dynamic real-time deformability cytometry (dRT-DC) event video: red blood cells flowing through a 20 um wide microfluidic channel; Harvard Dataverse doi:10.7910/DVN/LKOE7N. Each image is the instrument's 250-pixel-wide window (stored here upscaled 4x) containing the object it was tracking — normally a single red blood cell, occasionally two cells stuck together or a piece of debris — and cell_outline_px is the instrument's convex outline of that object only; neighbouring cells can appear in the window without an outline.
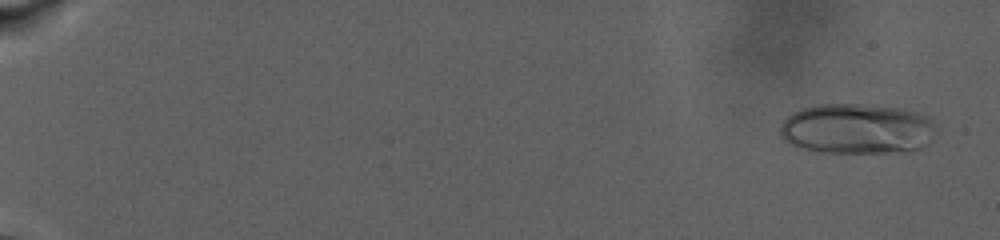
{"species": "human", "species_latin": "Homo sapiens", "temperature_condition": "warm", "stored_images_in_passage": 76, "camera_frame_rate_fps": 3000, "um_per_image_px": 0.085, "donor": {"sex": "male"}, "frame": {"image": 1, "passage_image": 8, "time_ms": 1.333, "image_size_px": [1000, 240], "cell_outline_px": [[936, 124], [932, 140], [928, 144], [912, 152], [820, 152], [800, 148], [784, 140], [780, 136], [780, 124], [788, 116], [804, 108], [820, 104], [856, 104], [900, 108], [916, 112], [928, 116]], "centroid_in_image_um": [72.88, 10.96], "position_along_channel_um": 12.1, "area_um2": 45.95}}
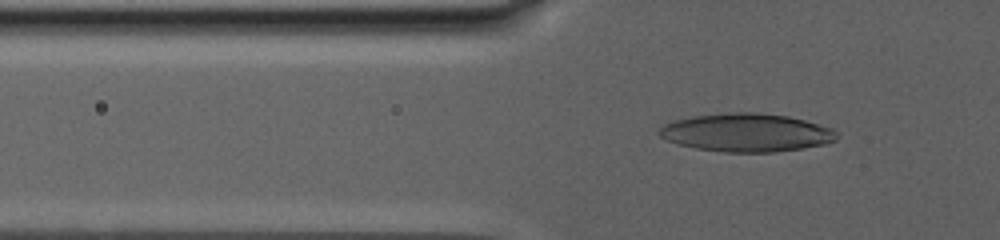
{"frame": {"image": 2, "passage_image": 60, "time_ms": 11.667, "image_size_px": [1000, 240], "cell_outline_px": [[836, 140], [824, 144], [776, 152], [724, 152], [696, 148], [680, 144], [668, 140], [660, 136], [660, 128], [664, 124], [676, 120], [692, 116], [728, 112], [760, 112], [788, 116], [804, 120], [832, 128], [836, 132]], "centroid_in_image_um": [63.46, 11.26], "position_along_channel_um": 62.3, "area_um2": 39.3}}
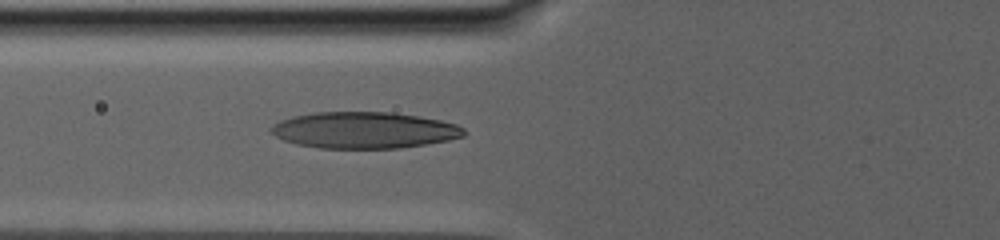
{"frame": {"image": 3, "passage_image": 70, "time_ms": 13.667, "image_size_px": [1000, 240], "cell_outline_px": [[464, 136], [448, 140], [400, 148], [320, 148], [296, 144], [284, 140], [276, 136], [272, 132], [272, 124], [280, 120], [292, 116], [316, 112], [392, 112], [440, 120], [456, 124], [464, 128]], "centroid_in_image_um": [30.94, 11.06], "position_along_channel_um": 94.9, "area_um2": 40.75}}